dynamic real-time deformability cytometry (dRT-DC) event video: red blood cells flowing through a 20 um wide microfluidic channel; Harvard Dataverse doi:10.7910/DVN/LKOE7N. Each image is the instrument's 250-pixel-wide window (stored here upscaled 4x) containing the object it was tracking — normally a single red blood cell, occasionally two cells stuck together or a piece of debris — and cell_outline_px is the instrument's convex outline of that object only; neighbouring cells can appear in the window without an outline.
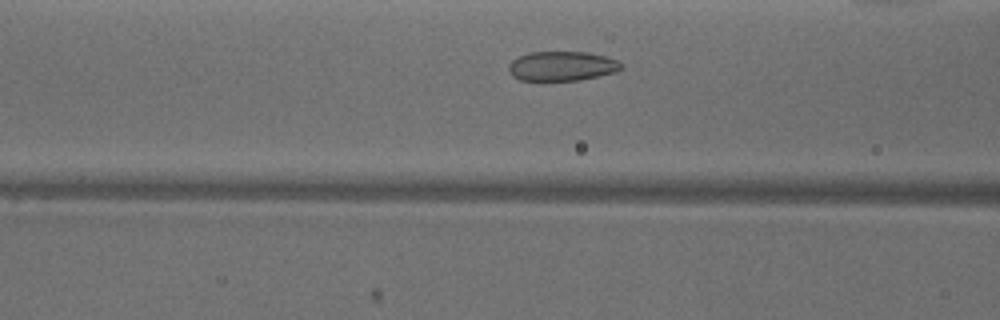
{"species": "common noctule bat (a hibernating species)", "species_latin": "Nyctalus noctula", "temperature_condition": "warm", "stored_images_in_passage": 32, "camera_frame_rate_fps": 3000, "um_per_image_px": 0.085, "animal": {"sex": "male", "body_mass_g": 18.8}, "frame": {"image": 1, "passage_image": 12, "time_ms": 3.667, "image_size_px": [1000, 320], "cell_outline_px": [[624, 68], [616, 72], [600, 76], [580, 80], [520, 80], [512, 76], [508, 72], [508, 64], [512, 60], [528, 52], [588, 52], [620, 60], [624, 64]], "centroid_in_image_um": [47.8, 5.62], "position_along_channel_um": 118.8, "area_um2": 19.65}}
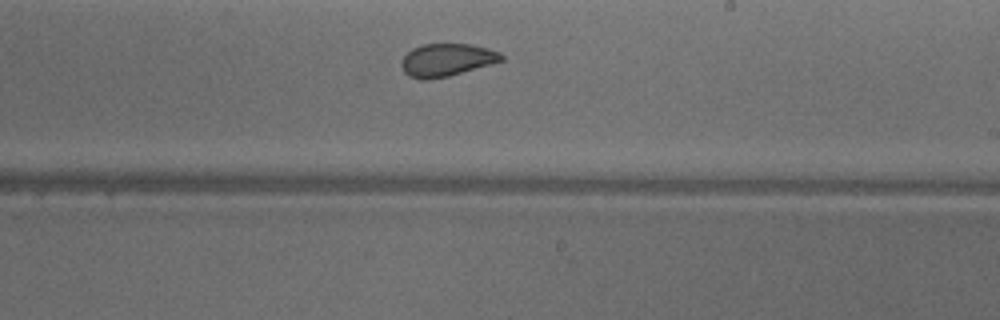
{"frame": {"image": 2, "passage_image": 22, "time_ms": 7.0, "image_size_px": [1000, 320], "cell_outline_px": [[504, 60], [448, 76], [428, 80], [424, 80], [412, 76], [404, 72], [400, 64], [400, 60], [412, 48], [424, 44], [468, 44], [488, 48], [500, 52], [504, 56]], "centroid_in_image_um": [37.96, 5.09], "position_along_channel_um": 251.0, "area_um2": 18.9}}
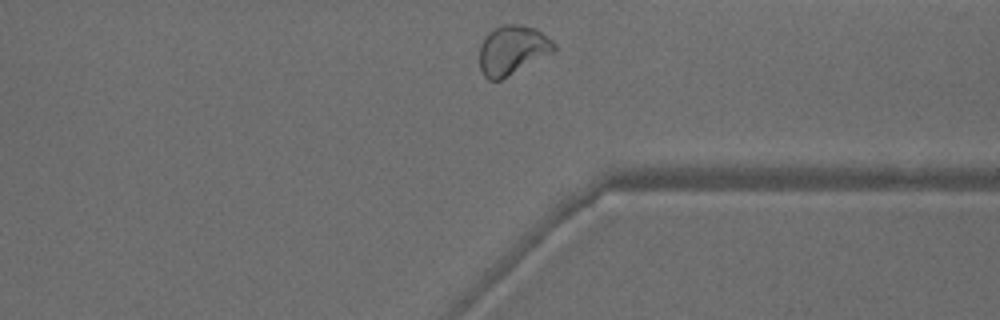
{"frame": {"image": 3, "passage_image": 31, "time_ms": 10.0, "image_size_px": [1000, 320], "cell_outline_px": [[556, 48], [552, 52], [500, 80], [488, 80], [484, 76], [480, 68], [480, 44], [484, 36], [488, 32], [504, 24], [520, 24], [536, 28], [552, 40], [556, 44]], "centroid_in_image_um": [43.53, 4.23], "position_along_channel_um": 367.9, "area_um2": 21.21}, "authors_computed_cell_mechanics": {"area_um2": 19.7965, "velocity_mm_per_s": 3.9621, "shape_relaxation_time_tau1_ms": null, "shape_relaxation_time_tau2_ms": 0.9651, "deformation_change_tau1": null, "deformation_change_tau2": 0.0555}}